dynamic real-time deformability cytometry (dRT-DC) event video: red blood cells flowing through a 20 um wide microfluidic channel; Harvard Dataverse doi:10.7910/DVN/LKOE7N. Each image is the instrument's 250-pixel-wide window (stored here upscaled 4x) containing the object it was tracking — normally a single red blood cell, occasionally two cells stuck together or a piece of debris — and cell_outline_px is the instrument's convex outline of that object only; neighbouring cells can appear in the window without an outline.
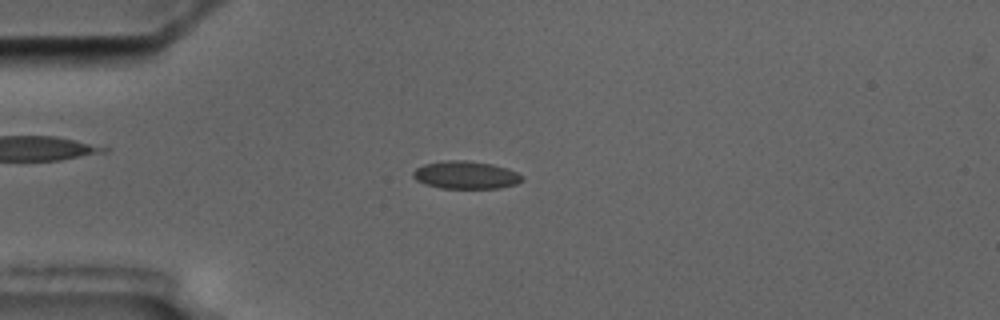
{"species": "common noctule bat (a hibernating species)", "species_latin": "Nyctalus noctula", "temperature_condition": "cold", "stored_images_in_passage": 8, "camera_frame_rate_fps": 3000, "um_per_image_px": 0.085, "animal": {"sex": "male", "body_mass_g": 17.5, "forearm_length_mm": 52.3}, "frame": {"image": 1, "passage_image": 4, "time_ms": 4.667, "image_size_px": [1000, 320], "cell_outline_px": [[524, 180], [516, 184], [500, 188], [440, 188], [424, 184], [416, 180], [412, 176], [412, 172], [416, 168], [424, 164], [444, 160], [464, 160], [492, 164], [508, 168], [524, 176]], "centroid_in_image_um": [39.59, 14.87], "position_along_channel_um": 45.4, "area_um2": 17.8}}
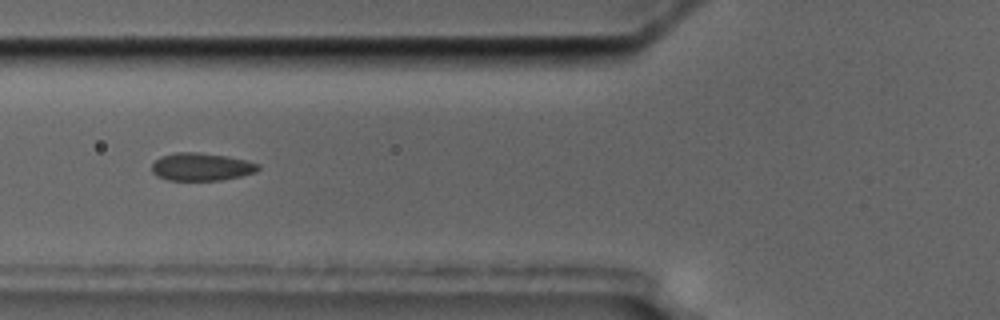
{"frame": {"image": 2, "passage_image": 6, "time_ms": 7.0, "image_size_px": [1000, 320], "cell_outline_px": [[260, 168], [256, 172], [240, 176], [220, 180], [168, 180], [156, 176], [152, 172], [152, 164], [160, 156], [176, 152], [200, 152], [228, 156], [248, 160], [260, 164]], "centroid_in_image_um": [17.13, 14.17], "position_along_channel_um": 108.7, "area_um2": 17.4}}
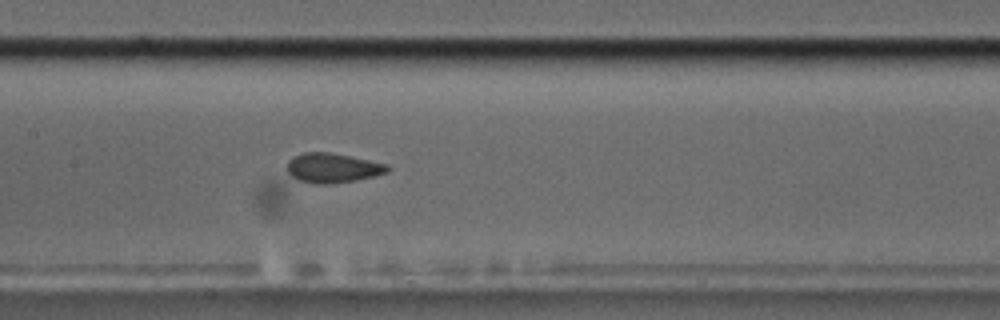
{"frame": {"image": 3, "passage_image": 8, "time_ms": 9.0, "image_size_px": [1000, 320], "cell_outline_px": [[392, 168], [388, 172], [356, 180], [328, 184], [316, 184], [300, 180], [292, 176], [288, 172], [288, 160], [292, 156], [304, 152], [328, 152], [388, 164]], "centroid_in_image_um": [28.28, 14.27], "position_along_channel_um": 179.1, "area_um2": 17.17}}